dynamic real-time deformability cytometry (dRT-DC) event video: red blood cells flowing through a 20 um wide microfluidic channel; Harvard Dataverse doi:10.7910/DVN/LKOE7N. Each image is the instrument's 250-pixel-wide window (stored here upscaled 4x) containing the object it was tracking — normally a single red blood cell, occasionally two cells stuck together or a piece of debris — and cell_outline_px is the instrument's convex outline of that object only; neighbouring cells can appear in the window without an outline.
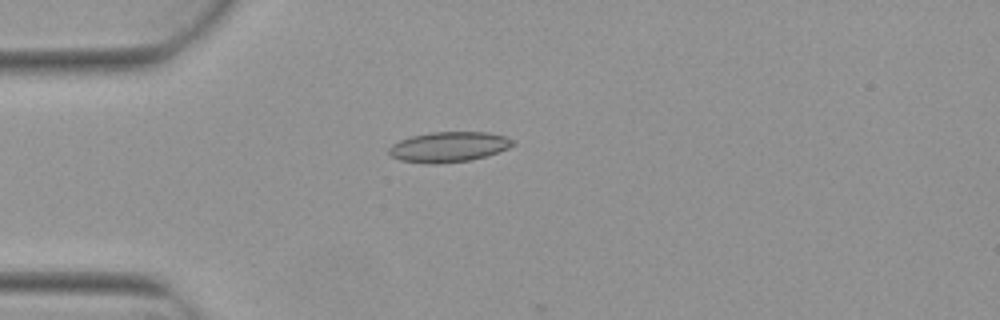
{"species": "Egyptian fruit bat (a non-hibernating species)", "species_latin": "Rousettus aegyptiacus", "temperature_condition": "warm", "stored_images_in_passage": 4, "camera_frame_rate_fps": 3000, "um_per_image_px": 0.085, "animal": {"sex": "female"}, "frame": {"image": 1, "passage_image": 4, "time_ms": 1.0, "image_size_px": [1000, 320], "cell_outline_px": [[516, 144], [508, 148], [484, 156], [468, 160], [436, 164], [428, 164], [400, 160], [392, 156], [388, 152], [388, 148], [392, 144], [400, 140], [412, 136], [432, 132], [488, 132], [504, 136], [516, 140]], "centroid_in_image_um": [38.14, 12.48], "position_along_channel_um": 46.9, "area_um2": 21.73}}